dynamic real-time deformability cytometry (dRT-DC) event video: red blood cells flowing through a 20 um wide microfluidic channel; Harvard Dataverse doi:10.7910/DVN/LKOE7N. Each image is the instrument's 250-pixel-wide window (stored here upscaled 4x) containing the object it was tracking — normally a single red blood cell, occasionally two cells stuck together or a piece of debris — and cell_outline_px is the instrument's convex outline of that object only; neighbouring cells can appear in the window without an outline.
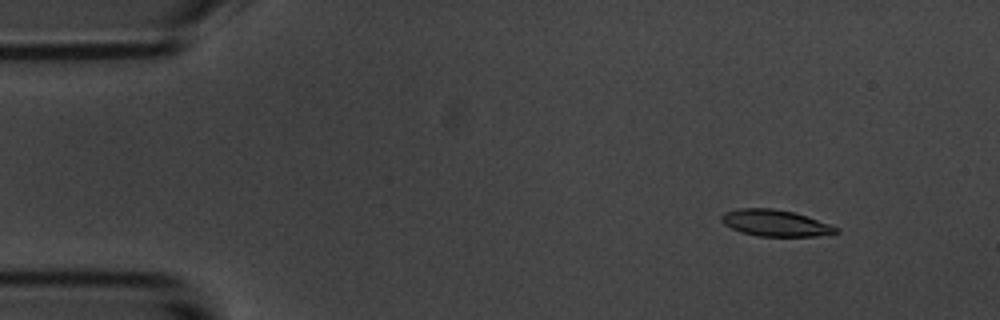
{"species": "common noctule bat (a hibernating species)", "species_latin": "Nyctalus noctula", "temperature_condition": "room temperature", "stored_images_in_passage": 7, "camera_frame_rate_fps": 3000, "um_per_image_px": 0.085, "animal": {"sex": "male", "body_mass_g": 20.1, "forearm_length_mm": 53.5}, "frame": {"image": 1, "passage_image": 2, "time_ms": 1.0, "image_size_px": [1000, 320], "cell_outline_px": [[840, 232], [816, 236], [756, 236], [740, 232], [724, 224], [720, 220], [720, 216], [724, 212], [736, 208], [772, 208], [792, 212], [840, 228]], "centroid_in_image_um": [65.84, 18.96], "position_along_channel_um": 19.2, "area_um2": 17.57}}
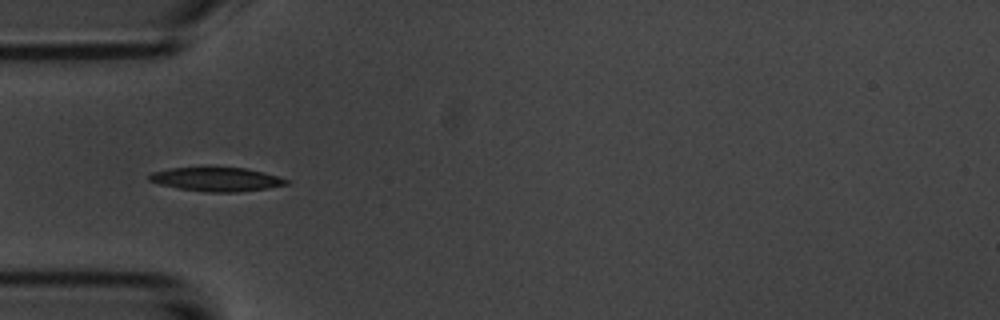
{"frame": {"image": 2, "passage_image": 5, "time_ms": 4.667, "image_size_px": [1000, 320], "cell_outline_px": [[288, 184], [268, 188], [236, 192], [208, 192], [180, 188], [160, 184], [148, 180], [148, 176], [152, 172], [168, 168], [244, 168], [264, 172], [288, 180]], "centroid_in_image_um": [18.39, 15.24], "position_along_channel_um": 66.6, "area_um2": 18.73}}
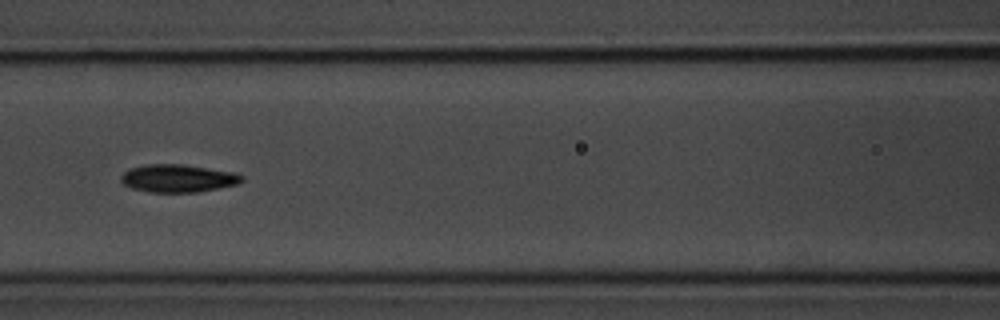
{"frame": {"image": 3, "passage_image": 7, "time_ms": 7.0, "image_size_px": [1000, 320], "cell_outline_px": [[244, 180], [240, 184], [200, 192], [148, 192], [132, 188], [124, 184], [120, 180], [120, 176], [124, 172], [132, 168], [148, 164], [180, 164], [232, 172], [244, 176]], "centroid_in_image_um": [15.15, 15.17], "position_along_channel_um": 151.5, "area_um2": 19.54}}